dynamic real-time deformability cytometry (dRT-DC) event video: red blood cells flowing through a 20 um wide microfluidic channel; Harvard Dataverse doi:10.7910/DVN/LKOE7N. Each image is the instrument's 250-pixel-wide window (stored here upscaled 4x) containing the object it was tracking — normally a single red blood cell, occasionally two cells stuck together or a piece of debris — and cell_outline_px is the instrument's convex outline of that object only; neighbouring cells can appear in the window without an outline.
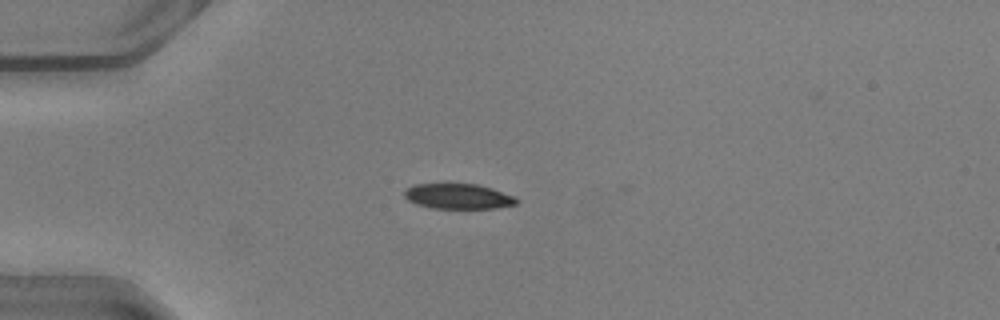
{"species": "common noctule bat (a hibernating species)", "species_latin": "Nyctalus noctula", "temperature_condition": "warm", "stored_images_in_passage": 5, "camera_frame_rate_fps": 3000, "um_per_image_px": 0.085, "animal": {"sex": "male", "body_mass_g": 20.5, "forearm_length_mm": 52.5}, "frame": {"image": 1, "passage_image": 1, "time_ms": 0.0, "image_size_px": [1000, 320], "cell_outline_px": [[520, 200], [516, 204], [496, 208], [432, 208], [416, 204], [408, 200], [404, 196], [404, 192], [412, 184], [444, 180], [476, 184], [492, 188], [516, 196]], "centroid_in_image_um": [38.91, 16.62], "position_along_channel_um": 46.1, "area_um2": 17.46}}